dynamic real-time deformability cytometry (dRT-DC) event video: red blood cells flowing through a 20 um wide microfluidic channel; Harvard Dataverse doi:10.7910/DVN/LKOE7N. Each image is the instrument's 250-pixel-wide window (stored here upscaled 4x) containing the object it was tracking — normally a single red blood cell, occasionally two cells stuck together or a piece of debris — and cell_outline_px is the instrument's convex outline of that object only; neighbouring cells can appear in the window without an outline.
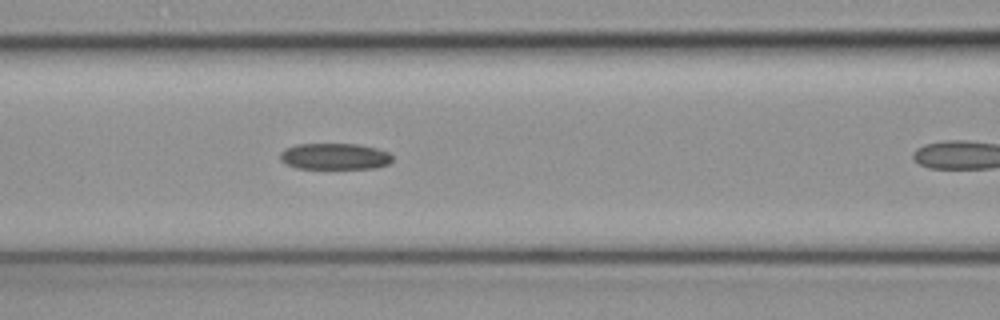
{"species": "common noctule bat (a hibernating species)", "species_latin": "Nyctalus noctula", "temperature_condition": "cold", "stored_images_in_passage": 16, "camera_frame_rate_fps": 3000, "um_per_image_px": 0.085, "animal": {"sex": "female", "body_mass_g": 19.3, "forearm_length_mm": 54.1}, "frame": {"image": 1, "passage_image": 12, "time_ms": 3.667, "image_size_px": [1000, 320], "cell_outline_px": [[392, 160], [388, 164], [376, 168], [296, 168], [280, 160], [280, 152], [284, 148], [296, 144], [360, 144], [376, 148], [388, 152], [392, 156]], "centroid_in_image_um": [28.44, 13.28], "position_along_channel_um": 138.2, "area_um2": 17.22}}